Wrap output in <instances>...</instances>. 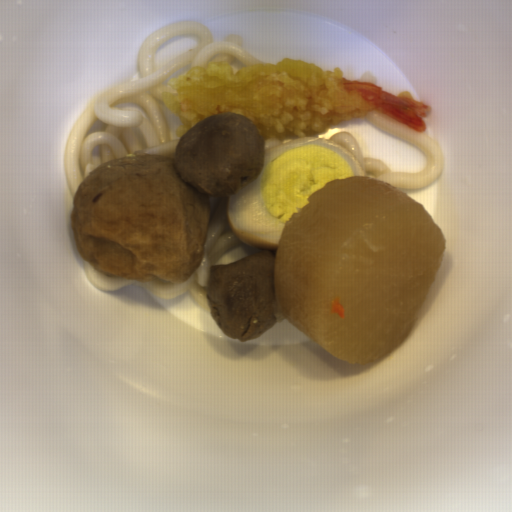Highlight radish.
<instances>
[{"label": "radish", "instance_id": "1", "mask_svg": "<svg viewBox=\"0 0 512 512\" xmlns=\"http://www.w3.org/2000/svg\"><path fill=\"white\" fill-rule=\"evenodd\" d=\"M285 220L273 287L285 320L353 365L387 356L413 329L446 237L423 204L369 176L331 180Z\"/></svg>", "mask_w": 512, "mask_h": 512}]
</instances>
